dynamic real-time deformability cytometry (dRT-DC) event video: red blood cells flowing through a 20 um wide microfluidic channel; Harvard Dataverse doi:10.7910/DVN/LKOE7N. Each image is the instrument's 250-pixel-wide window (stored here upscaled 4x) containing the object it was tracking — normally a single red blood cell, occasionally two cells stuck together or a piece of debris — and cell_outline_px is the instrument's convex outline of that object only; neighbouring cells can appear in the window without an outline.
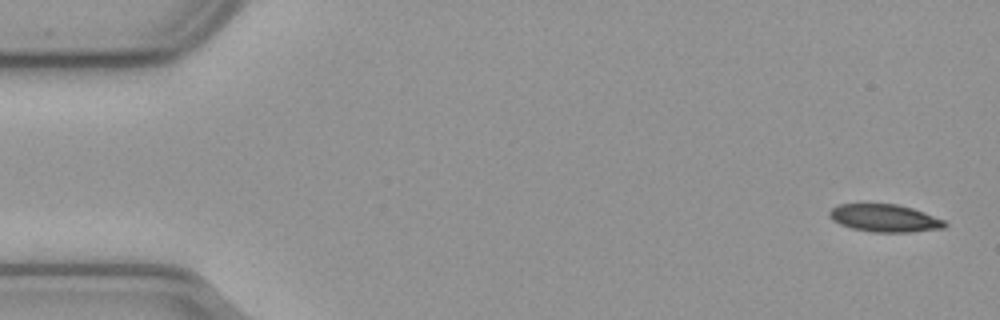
{"species": "common noctule bat (a hibernating species)", "species_latin": "Nyctalus noctula", "temperature_condition": "cold", "stored_images_in_passage": 56, "segment_of_instrument_passage": [1, 2], "camera_frame_rate_fps": 3000, "um_per_image_px": 0.085, "animal": {"sex": "male", "body_mass_g": 23.1, "forearm_length_mm": 52.7}, "frame": {"image": 1, "passage_image": 1, "time_ms": 0.0, "image_size_px": [1000, 320], "cell_outline_px": [[948, 224], [944, 228], [912, 232], [872, 232], [852, 228], [840, 224], [832, 220], [828, 216], [828, 212], [836, 204], [896, 204], [912, 208], [924, 212], [944, 220]], "centroid_in_image_um": [75.18, 18.54], "position_along_channel_um": 9.8, "area_um2": 18.61}}
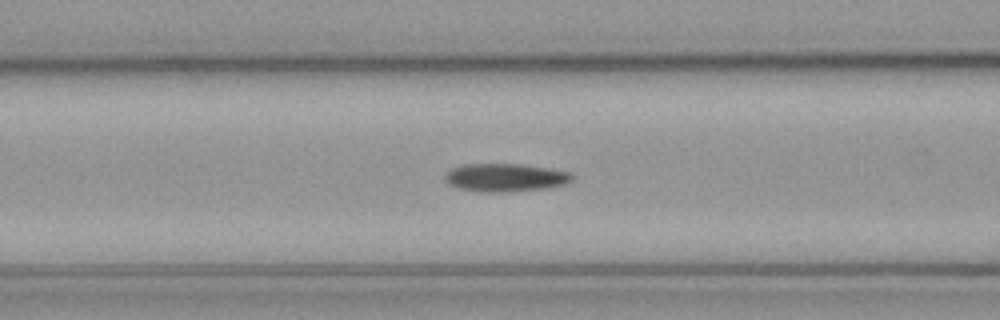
{"frame": {"image": 2, "passage_image": 21, "time_ms": 6.667, "image_size_px": [1000, 320], "cell_outline_px": [[576, 176], [572, 180], [564, 184], [548, 188], [508, 192], [480, 192], [460, 188], [452, 184], [444, 176], [452, 168], [464, 164], [520, 164], [548, 168], [568, 172]], "centroid_in_image_um": [43.01, 15.09], "position_along_channel_um": 123.6, "area_um2": 20.63}}
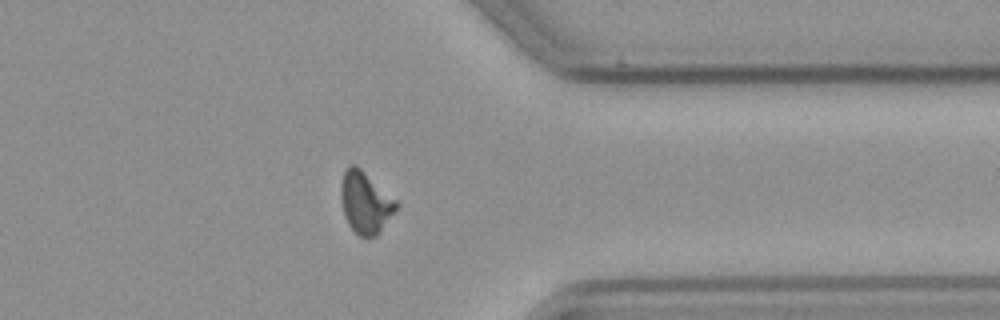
{"frame": {"image": 3, "passage_image": 43, "time_ms": 14.0, "image_size_px": [1000, 320], "cell_outline_px": [[400, 204], [380, 232], [376, 236], [356, 236], [348, 224], [344, 216], [340, 196], [340, 188], [344, 172], [352, 164], [356, 164], [396, 200]], "centroid_in_image_um": [31.04, 17.23], "position_along_channel_um": 380.4, "area_um2": 19.88}}